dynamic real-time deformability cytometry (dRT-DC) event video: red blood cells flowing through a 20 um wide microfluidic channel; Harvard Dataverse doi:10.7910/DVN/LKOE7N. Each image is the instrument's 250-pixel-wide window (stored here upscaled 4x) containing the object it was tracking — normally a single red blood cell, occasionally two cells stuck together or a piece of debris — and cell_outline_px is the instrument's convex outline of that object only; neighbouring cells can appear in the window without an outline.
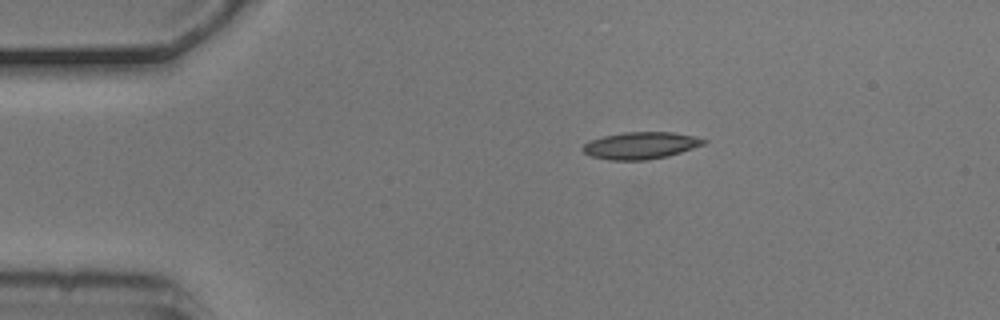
{"species": "common noctule bat (a hibernating species)", "species_latin": "Nyctalus noctula", "temperature_condition": "cold", "stored_images_in_passage": 4, "camera_frame_rate_fps": 3000, "um_per_image_px": 0.085, "animal": {"sex": "male", "body_mass_g": 20.5, "forearm_length_mm": 52.5}, "frame": {"image": 1, "passage_image": 2, "time_ms": 0.333, "image_size_px": [1000, 320], "cell_outline_px": [[708, 140], [704, 144], [668, 156], [648, 160], [608, 160], [592, 156], [584, 152], [580, 148], [588, 140], [604, 136], [624, 132], [672, 132], [696, 136]], "centroid_in_image_um": [54.44, 12.36], "position_along_channel_um": 30.6, "area_um2": 19.07}}